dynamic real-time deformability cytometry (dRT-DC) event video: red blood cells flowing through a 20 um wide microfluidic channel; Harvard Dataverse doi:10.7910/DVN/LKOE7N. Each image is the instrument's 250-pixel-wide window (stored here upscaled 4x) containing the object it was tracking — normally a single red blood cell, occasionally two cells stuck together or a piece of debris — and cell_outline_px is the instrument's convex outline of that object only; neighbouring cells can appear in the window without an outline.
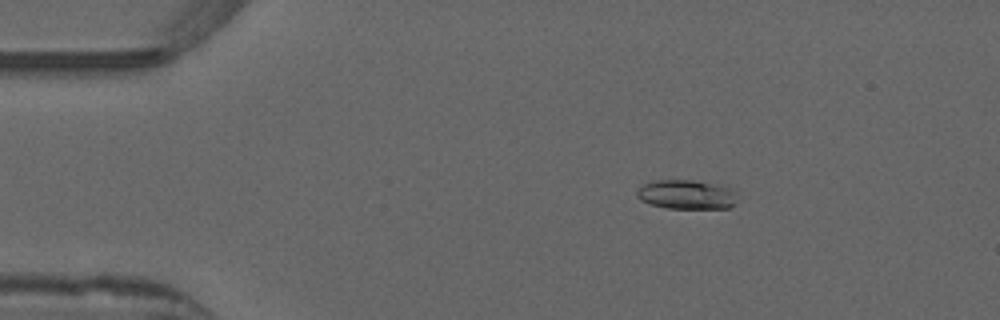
{"species": "common noctule bat (a hibernating species)", "species_latin": "Nyctalus noctula", "temperature_condition": "warm", "stored_images_in_passage": 53, "camera_frame_rate_fps": 3000, "um_per_image_px": 0.085, "animal": {"sex": "male", "forearm_length_mm": 52.5}, "frame": {"image": 1, "passage_image": 9, "time_ms": 2.667, "image_size_px": [1000, 320], "cell_outline_px": [[736, 192], [732, 204], [728, 208], [668, 208], [648, 204], [640, 200], [636, 196], [636, 192], [644, 184], [656, 180], [692, 180], [724, 184]], "centroid_in_image_um": [58.34, 16.52], "position_along_channel_um": 26.7, "area_um2": 17.17}}
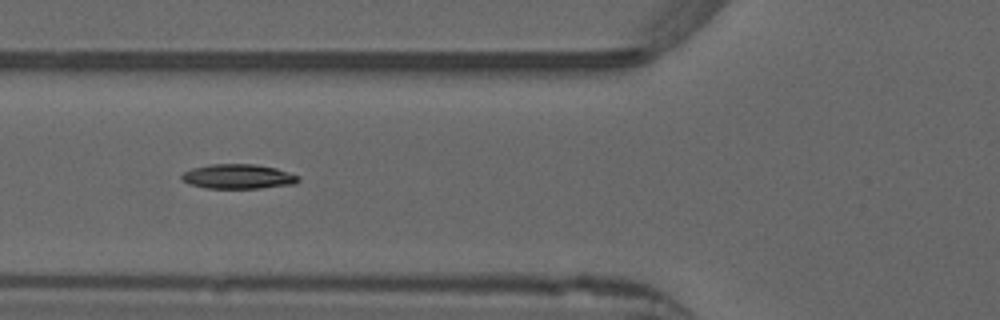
{"frame": {"image": 2, "passage_image": 20, "time_ms": 6.333, "image_size_px": [1000, 320], "cell_outline_px": [[300, 180], [296, 184], [260, 188], [208, 188], [188, 184], [180, 176], [184, 172], [192, 168], [208, 164], [256, 164], [276, 168], [300, 176]], "centroid_in_image_um": [20.27, 15.0], "position_along_channel_um": 105.5, "area_um2": 16.82}}
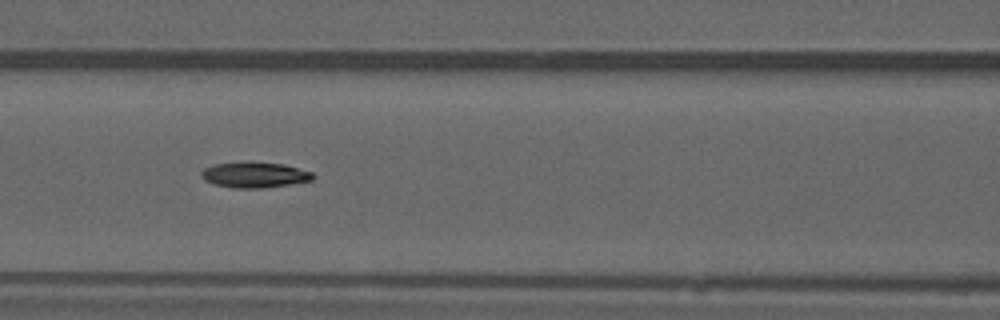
{"frame": {"image": 3, "passage_image": 23, "time_ms": 7.333, "image_size_px": [1000, 320], "cell_outline_px": [[316, 176], [312, 180], [264, 188], [232, 188], [216, 184], [204, 180], [200, 176], [200, 172], [204, 168], [212, 164], [284, 164], [312, 172]], "centroid_in_image_um": [21.63, 14.9], "position_along_channel_um": 145.0, "area_um2": 16.01}, "authors_computed_cell_mechanics": {"area_um2": 16.4152, "velocity_mm_per_s": 3.9056, "shape_relaxation_time_tau1_ms": 7.0103, "shape_relaxation_time_tau2_ms": null, "deformation_change_tau1": 0.2152, "deformation_change_tau2": null}}